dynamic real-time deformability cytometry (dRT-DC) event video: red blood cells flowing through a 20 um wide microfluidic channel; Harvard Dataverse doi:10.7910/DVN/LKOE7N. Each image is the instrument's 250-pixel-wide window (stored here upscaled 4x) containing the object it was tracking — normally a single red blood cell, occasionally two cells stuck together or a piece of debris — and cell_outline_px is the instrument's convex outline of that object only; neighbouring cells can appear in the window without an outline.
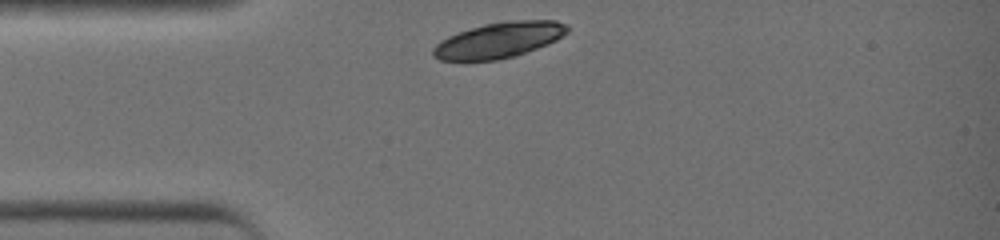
{"species": "common noctule bat (a hibernating species)", "species_latin": "Nyctalus noctula", "temperature_condition": "warm", "stored_images_in_passage": 27, "camera_frame_rate_fps": 3000, "um_per_image_px": 0.085, "animal": {"sex": "female", "body_mass_g": 19.0, "forearm_length_mm": 51.5}, "frame": {"image": 1, "passage_image": 1, "time_ms": 0.0, "image_size_px": [1000, 240], "cell_outline_px": [[568, 32], [556, 40], [548, 44], [516, 56], [496, 60], [440, 60], [432, 56], [432, 48], [440, 40], [448, 36], [484, 24], [508, 20], [556, 20], [568, 24]], "centroid_in_image_um": [42.43, 3.4], "position_along_channel_um": 42.6, "area_um2": 27.92}}
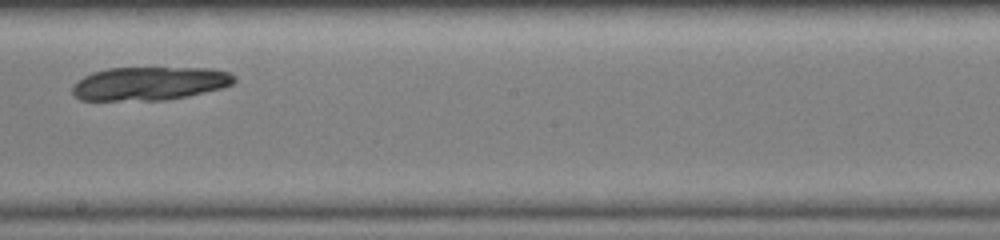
{"frame": {"image": 2, "passage_image": 15, "time_ms": 4.667, "image_size_px": [1000, 240], "cell_outline_px": [[236, 80], [232, 84], [224, 88], [188, 96], [164, 100], [80, 100], [72, 92], [72, 84], [76, 80], [92, 72], [108, 68], [212, 68], [228, 72], [236, 76]], "centroid_in_image_um": [12.72, 7.09], "position_along_channel_um": 235.5, "area_um2": 31.79}}
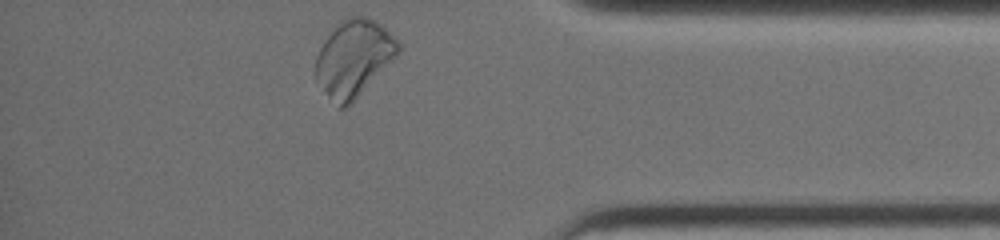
{"frame": {"image": 3, "passage_image": 27, "time_ms": 8.667, "image_size_px": [1000, 240], "cell_outline_px": [[400, 52], [344, 108], [340, 108], [328, 96], [312, 72], [316, 56], [324, 40], [340, 20], [348, 16], [368, 16], [376, 20], [400, 44]], "centroid_in_image_um": [30.02, 4.88], "position_along_channel_um": 405.2, "area_um2": 36.01}}